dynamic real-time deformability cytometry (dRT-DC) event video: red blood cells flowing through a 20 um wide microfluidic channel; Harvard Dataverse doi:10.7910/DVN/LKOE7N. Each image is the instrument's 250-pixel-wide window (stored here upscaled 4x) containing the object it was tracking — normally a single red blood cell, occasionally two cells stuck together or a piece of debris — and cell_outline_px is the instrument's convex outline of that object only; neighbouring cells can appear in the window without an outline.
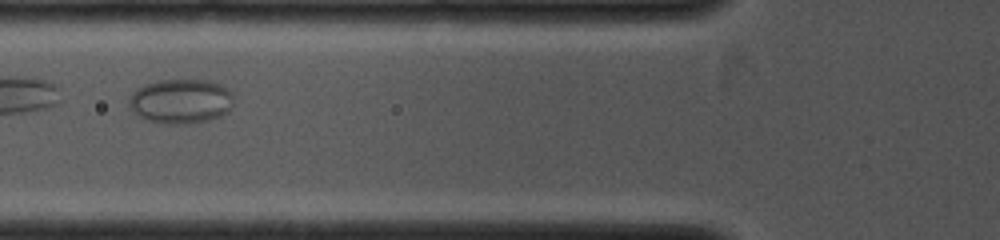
{"species": "common noctule bat (a hibernating species)", "species_latin": "Nyctalus noctula", "temperature_condition": "cold", "stored_images_in_passage": 45, "camera_frame_rate_fps": 4000, "um_per_image_px": 0.085, "animal": {"sex": "female", "body_mass_g": 19.0, "forearm_length_mm": 53.3}, "frame": {"image": 1, "passage_image": 8, "time_ms": 1.0, "image_size_px": [1000, 240], "cell_outline_px": [[232, 104], [220, 116], [196, 124], [164, 124], [144, 120], [128, 104], [128, 100], [136, 88], [144, 84], [160, 80], [208, 80], [220, 84], [232, 92]], "centroid_in_image_um": [15.35, 8.61], "position_along_channel_um": 110.5, "area_um2": 27.22}}